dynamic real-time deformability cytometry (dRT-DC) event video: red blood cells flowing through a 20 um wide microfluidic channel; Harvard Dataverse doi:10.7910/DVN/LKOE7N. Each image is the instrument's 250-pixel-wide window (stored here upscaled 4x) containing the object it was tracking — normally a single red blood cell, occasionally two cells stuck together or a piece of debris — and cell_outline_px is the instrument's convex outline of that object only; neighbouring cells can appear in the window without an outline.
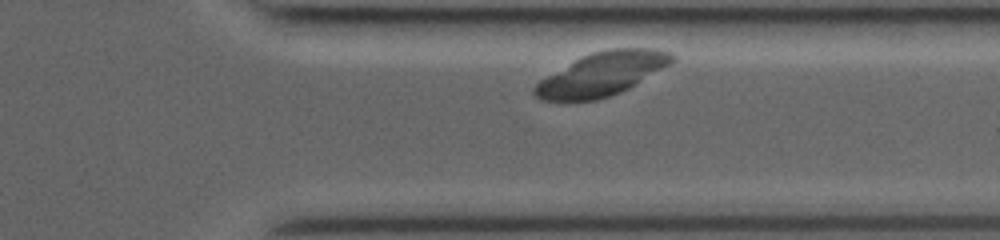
{"species": "common noctule bat (a hibernating species)", "species_latin": "Nyctalus noctula", "temperature_condition": "room temperature", "stored_images_in_passage": 31, "camera_frame_rate_fps": 3000, "um_per_image_px": 0.085, "animal": {"sex": "female", "body_mass_g": 19.0, "forearm_length_mm": 53.3}, "frame": {"image": 1, "passage_image": 28, "time_ms": 8.0, "image_size_px": [1000, 240], "cell_outline_px": [[676, 60], [672, 64], [628, 88], [620, 92], [596, 100], [540, 100], [532, 92], [532, 88], [540, 80], [580, 56], [592, 52], [608, 48], [656, 48], [672, 52], [676, 56]], "centroid_in_image_um": [51.21, 6.26], "position_along_channel_um": 360.2, "area_um2": 34.85}}
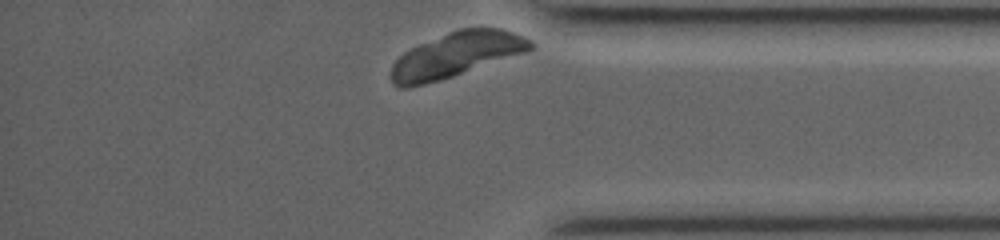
{"frame": {"image": 2, "passage_image": 31, "time_ms": 9.0, "image_size_px": [1000, 240], "cell_outline_px": [[536, 48], [528, 52], [440, 80], [408, 88], [400, 88], [392, 84], [392, 64], [404, 52], [420, 44], [448, 32], [460, 28], [500, 28], [524, 36], [532, 40], [536, 44]], "centroid_in_image_um": [38.84, 4.66], "position_along_channel_um": 396.4, "area_um2": 36.41}}